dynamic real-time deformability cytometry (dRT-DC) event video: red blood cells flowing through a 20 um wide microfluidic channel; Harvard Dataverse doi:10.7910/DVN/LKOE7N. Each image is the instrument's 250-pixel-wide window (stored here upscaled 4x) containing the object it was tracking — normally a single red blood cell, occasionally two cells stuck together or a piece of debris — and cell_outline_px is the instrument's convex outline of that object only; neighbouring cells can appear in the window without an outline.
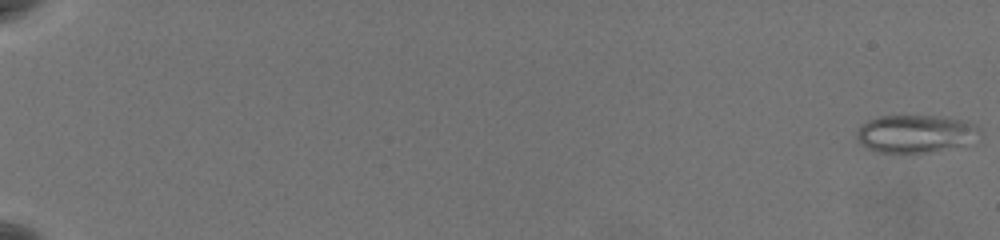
{"species": "common noctule bat (a hibernating species)", "species_latin": "Nyctalus noctula", "temperature_condition": "warm", "stored_images_in_passage": 61, "camera_frame_rate_fps": 3000, "um_per_image_px": 0.085, "animal": {"sex": "female", "body_mass_g": 19.5, "forearm_length_mm": 54.1}, "frame": {"image": 1, "passage_image": 1, "time_ms": 0.0, "image_size_px": [1000, 240], "cell_outline_px": [[980, 132], [964, 144], [928, 152], [880, 152], [868, 148], [860, 144], [856, 140], [856, 132], [868, 120], [880, 116], [944, 116], [968, 120], [976, 124], [980, 128]], "centroid_in_image_um": [77.8, 11.34], "position_along_channel_um": 7.2, "area_um2": 26.76}}
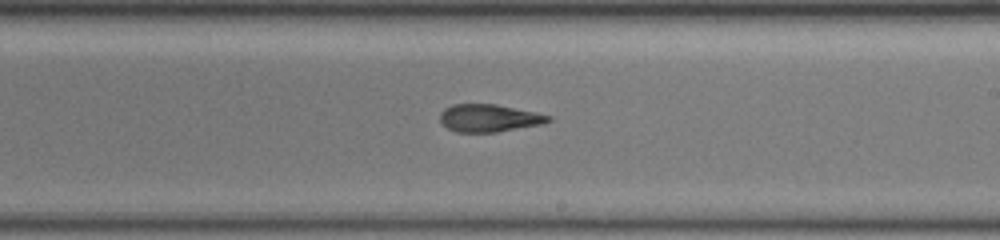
{"frame": {"image": 2, "passage_image": 40, "time_ms": 13.0, "image_size_px": [1000, 240], "cell_outline_px": [[552, 120], [544, 124], [496, 132], [456, 132], [448, 128], [440, 120], [440, 112], [444, 108], [452, 104], [496, 104], [552, 116]], "centroid_in_image_um": [41.57, 10.03], "position_along_channel_um": 247.4, "area_um2": 17.4}}
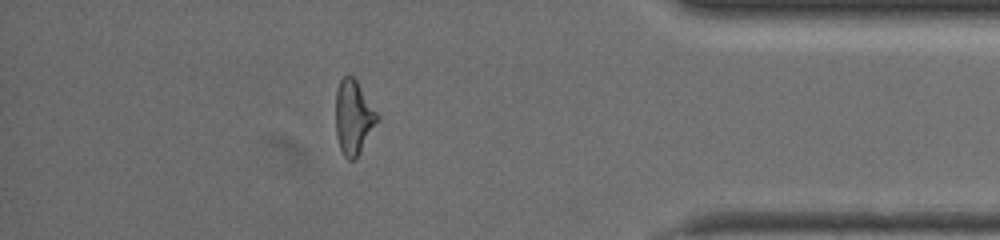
{"frame": {"image": 3, "passage_image": 55, "time_ms": 18.0, "image_size_px": [1000, 240], "cell_outline_px": [[380, 116], [356, 160], [348, 160], [344, 156], [340, 148], [336, 136], [336, 92], [340, 80], [344, 76], [352, 76], [356, 80]], "centroid_in_image_um": [30.04, 9.99], "position_along_channel_um": 405.2, "area_um2": 17.86}, "authors_computed_cell_mechanics": {"area_um2": 18.5538, "velocity_mm_per_s": 3.6653, "shape_relaxation_time_tau1_ms": null, "shape_relaxation_time_tau2_ms": 1.726, "deformation_change_tau1": null, "deformation_change_tau2": 0.0971}}